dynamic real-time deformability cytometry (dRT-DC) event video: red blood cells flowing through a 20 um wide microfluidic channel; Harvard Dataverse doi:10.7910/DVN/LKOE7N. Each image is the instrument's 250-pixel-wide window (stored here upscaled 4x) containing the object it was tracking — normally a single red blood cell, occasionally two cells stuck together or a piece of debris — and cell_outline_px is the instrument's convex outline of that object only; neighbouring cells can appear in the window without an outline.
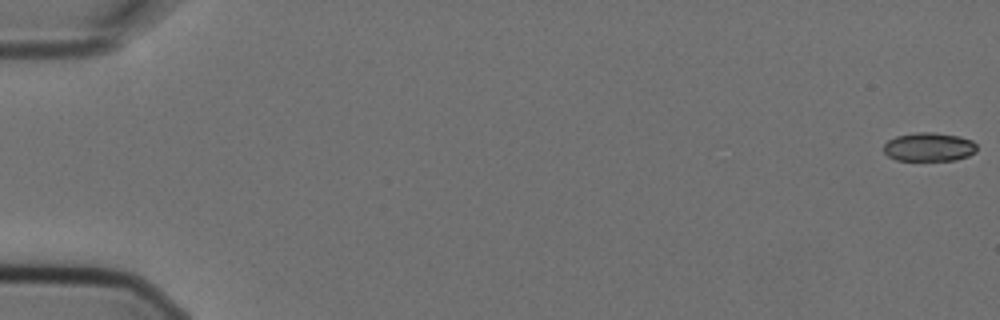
{"species": "Egyptian fruit bat (a non-hibernating species)", "species_latin": "Rousettus aegyptiacus", "temperature_condition": "cold", "stored_images_in_passage": 7, "camera_frame_rate_fps": 3000, "um_per_image_px": 0.085, "animal": {"sex": "female"}, "frame": {"image": 1, "passage_image": 1, "time_ms": 0.0, "image_size_px": [1000, 320], "cell_outline_px": [[976, 152], [968, 156], [956, 160], [896, 160], [888, 156], [884, 152], [884, 144], [888, 140], [896, 136], [916, 132], [932, 132], [960, 136], [972, 140], [976, 144]], "centroid_in_image_um": [78.97, 12.49], "position_along_channel_um": 6.0, "area_um2": 15.66}}
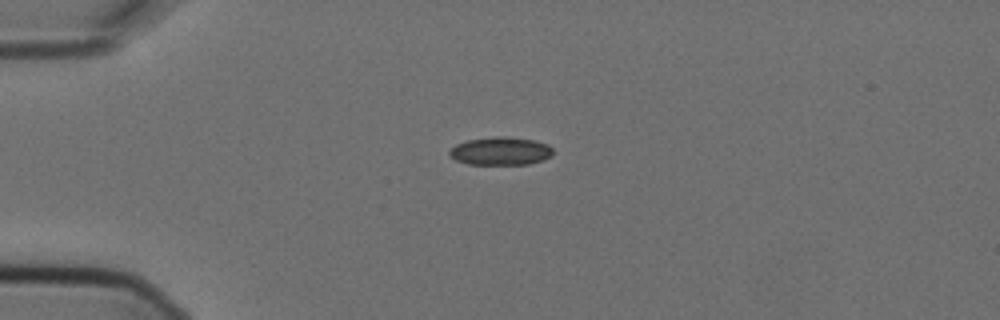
{"frame": {"image": 2, "passage_image": 5, "time_ms": 1.333, "image_size_px": [1000, 320], "cell_outline_px": [[552, 156], [544, 160], [528, 164], [468, 164], [456, 160], [448, 156], [448, 152], [456, 144], [468, 140], [496, 136], [508, 136], [536, 140], [548, 144], [552, 148]], "centroid_in_image_um": [42.57, 12.83], "position_along_channel_um": 42.4, "area_um2": 17.11}}
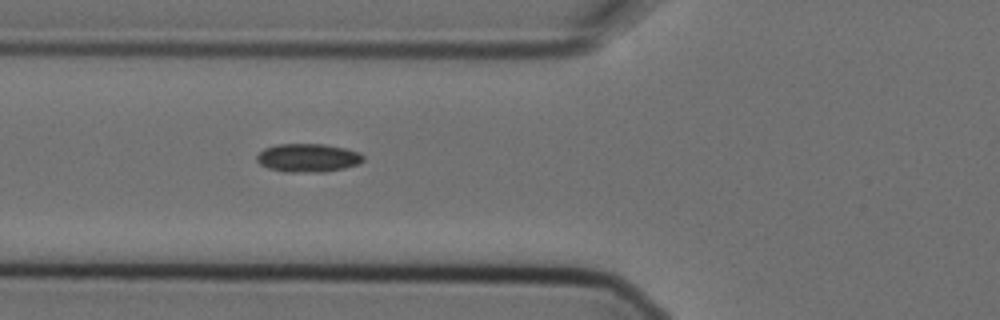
{"frame": {"image": 3, "passage_image": 7, "time_ms": 2.0, "image_size_px": [1000, 320], "cell_outline_px": [[364, 160], [360, 164], [344, 168], [324, 172], [284, 172], [268, 168], [260, 164], [256, 160], [256, 156], [264, 148], [276, 144], [324, 144], [344, 148], [360, 152], [364, 156]], "centroid_in_image_um": [26.18, 13.42], "position_along_channel_um": 99.6, "area_um2": 17.8}}